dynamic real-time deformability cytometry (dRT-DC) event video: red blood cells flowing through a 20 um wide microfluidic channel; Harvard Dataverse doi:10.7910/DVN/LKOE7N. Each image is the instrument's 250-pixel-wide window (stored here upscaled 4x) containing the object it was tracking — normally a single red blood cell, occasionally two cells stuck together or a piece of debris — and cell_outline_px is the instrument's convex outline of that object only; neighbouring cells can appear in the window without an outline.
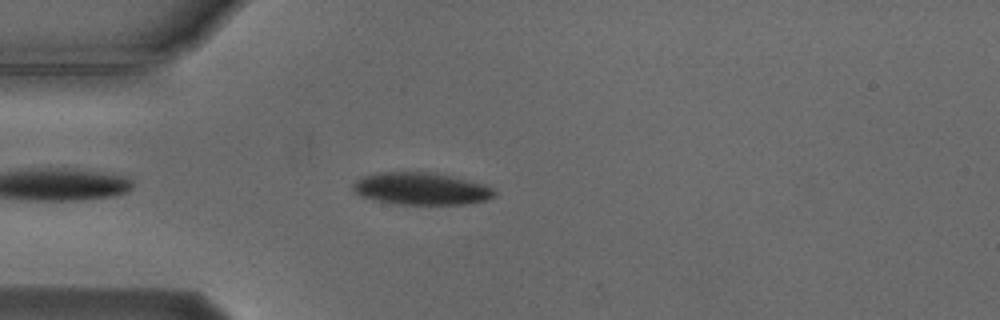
{"species": "Egyptian fruit bat (a non-hibernating species)", "species_latin": "Rousettus aegyptiacus", "temperature_condition": "cold", "stored_images_in_passage": 44, "camera_frame_rate_fps": 3000, "um_per_image_px": 0.085, "animal": {"sex": "male"}, "frame": {"image": 1, "passage_image": 4, "time_ms": 1.0, "image_size_px": [1000, 320], "cell_outline_px": [[496, 196], [472, 204], [400, 204], [372, 200], [360, 196], [352, 188], [352, 184], [356, 180], [364, 176], [376, 172], [432, 172], [452, 176], [484, 184], [492, 188], [496, 192]], "centroid_in_image_um": [35.79, 16.04], "position_along_channel_um": 49.2, "area_um2": 26.7}}
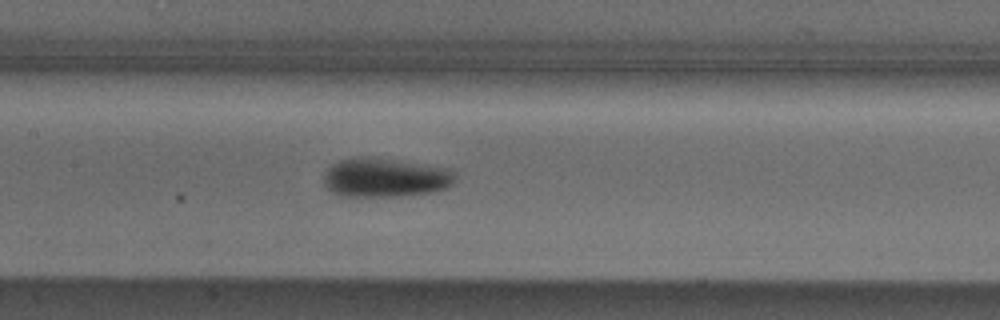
{"frame": {"image": 2, "passage_image": 15, "time_ms": 4.667, "image_size_px": [1000, 320], "cell_outline_px": [[456, 172], [452, 184], [448, 188], [432, 192], [400, 196], [340, 196], [332, 192], [324, 184], [324, 176], [328, 168], [332, 164], [340, 160], [360, 156], [364, 156], [452, 168]], "centroid_in_image_um": [32.76, 15.1], "position_along_channel_um": 174.6, "area_um2": 30.0}}
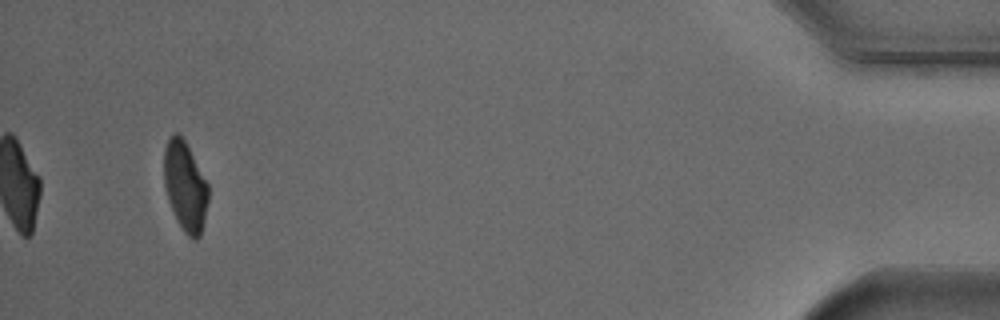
{"frame": {"image": 3, "passage_image": 41, "time_ms": 13.333, "image_size_px": [1000, 320], "cell_outline_px": [[208, 200], [204, 220], [200, 236], [196, 240], [192, 240], [184, 232], [176, 220], [168, 200], [164, 184], [164, 148], [168, 140], [176, 132], [184, 140], [208, 184]], "centroid_in_image_um": [15.73, 15.88], "position_along_channel_um": 419.5, "area_um2": 22.89}, "authors_computed_cell_mechanics": {"area_um2": 26.4435, "velocity_mm_per_s": 3.7449, "shape_relaxation_time_tau1_ms": 2.9707, "shape_relaxation_time_tau2_ms": 7.9444, "deformation_change_tau1": 0.1157, "deformation_change_tau2": 0.0967}}